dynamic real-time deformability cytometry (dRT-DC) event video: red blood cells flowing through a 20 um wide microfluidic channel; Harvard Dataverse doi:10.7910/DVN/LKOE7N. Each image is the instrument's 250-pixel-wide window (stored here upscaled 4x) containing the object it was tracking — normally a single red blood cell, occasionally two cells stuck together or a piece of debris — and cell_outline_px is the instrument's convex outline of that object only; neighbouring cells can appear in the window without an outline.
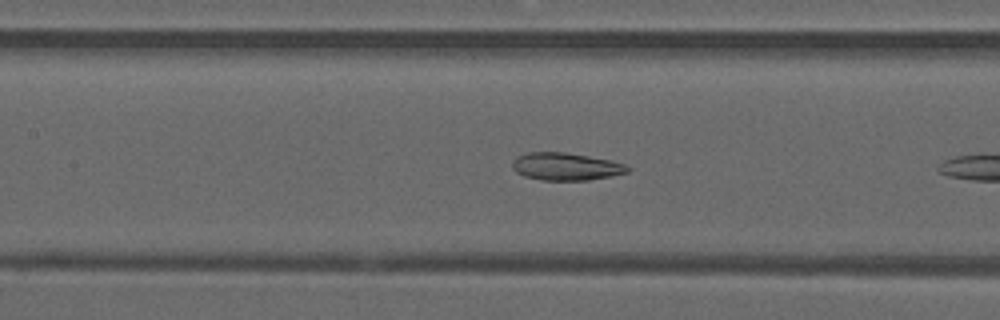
{"species": "common noctule bat (a hibernating species)", "species_latin": "Nyctalus noctula", "temperature_condition": "warm", "stored_images_in_passage": 35, "camera_frame_rate_fps": 3000, "um_per_image_px": 0.085, "animal": {"sex": "male", "forearm_length_mm": 52.5}, "frame": {"image": 1, "passage_image": 18, "time_ms": 5.667, "image_size_px": [1000, 320], "cell_outline_px": [[632, 168], [628, 172], [612, 176], [588, 180], [540, 180], [524, 176], [516, 172], [512, 168], [512, 160], [516, 156], [528, 152], [564, 152], [612, 160], [624, 164]], "centroid_in_image_um": [48.09, 14.15], "position_along_channel_um": 159.3, "area_um2": 18.67}}
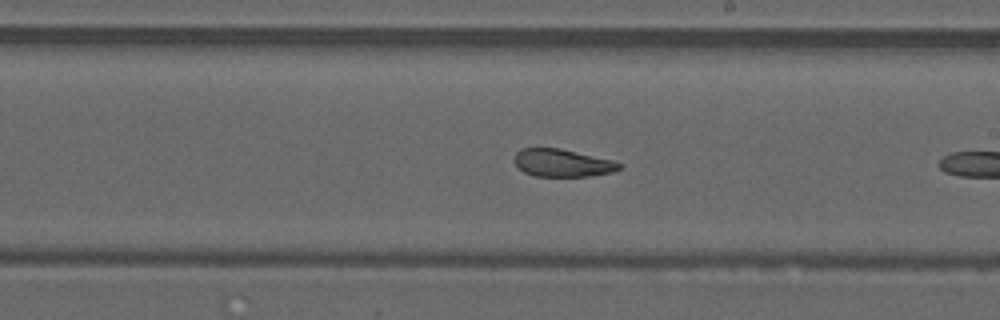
{"frame": {"image": 2, "passage_image": 24, "time_ms": 7.667, "image_size_px": [1000, 320], "cell_outline_px": [[624, 164], [620, 168], [612, 172], [588, 176], [536, 176], [524, 172], [516, 164], [516, 152], [520, 148], [560, 148], [612, 160]], "centroid_in_image_um": [47.82, 13.84], "position_along_channel_um": 241.2, "area_um2": 16.7}}
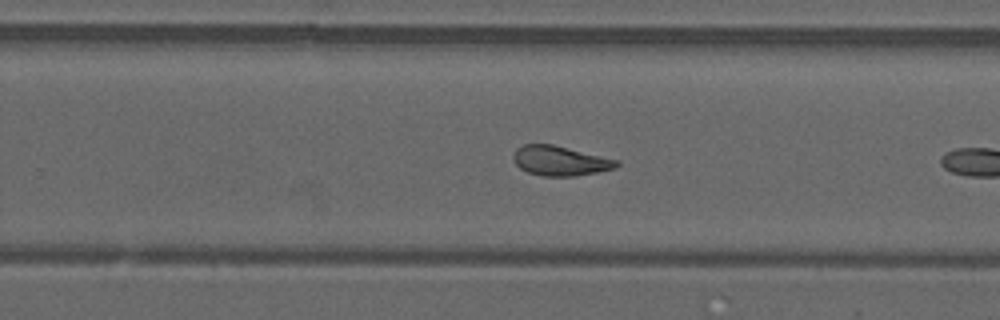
{"frame": {"image": 3, "passage_image": 27, "time_ms": 8.667, "image_size_px": [1000, 320], "cell_outline_px": [[620, 164], [616, 168], [576, 176], [544, 176], [528, 172], [520, 168], [512, 160], [512, 156], [516, 148], [524, 144], [552, 144], [620, 160]], "centroid_in_image_um": [47.61, 13.66], "position_along_channel_um": 282.2, "area_um2": 17.98}}